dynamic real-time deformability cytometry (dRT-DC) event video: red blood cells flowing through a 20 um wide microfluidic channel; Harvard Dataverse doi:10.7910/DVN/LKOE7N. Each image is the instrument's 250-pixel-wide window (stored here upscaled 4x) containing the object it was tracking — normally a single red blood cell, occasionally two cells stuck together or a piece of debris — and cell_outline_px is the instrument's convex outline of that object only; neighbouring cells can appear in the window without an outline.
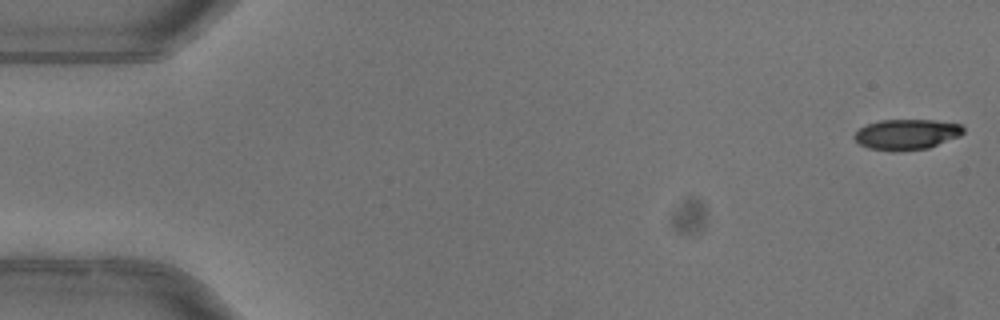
{"species": "common noctule bat (a hibernating species)", "species_latin": "Nyctalus noctula", "temperature_condition": "warm", "stored_images_in_passage": 7, "camera_frame_rate_fps": 3000, "um_per_image_px": 0.085, "animal": {"sex": "female"}, "frame": {"image": 1, "passage_image": 1, "time_ms": 0.0, "image_size_px": [1000, 320], "cell_outline_px": [[964, 132], [960, 136], [928, 148], [896, 152], [892, 152], [868, 148], [860, 144], [852, 136], [860, 128], [868, 124], [880, 120], [936, 120], [960, 124], [964, 128]], "centroid_in_image_um": [77.06, 11.43], "position_along_channel_um": 7.9, "area_um2": 19.48}}